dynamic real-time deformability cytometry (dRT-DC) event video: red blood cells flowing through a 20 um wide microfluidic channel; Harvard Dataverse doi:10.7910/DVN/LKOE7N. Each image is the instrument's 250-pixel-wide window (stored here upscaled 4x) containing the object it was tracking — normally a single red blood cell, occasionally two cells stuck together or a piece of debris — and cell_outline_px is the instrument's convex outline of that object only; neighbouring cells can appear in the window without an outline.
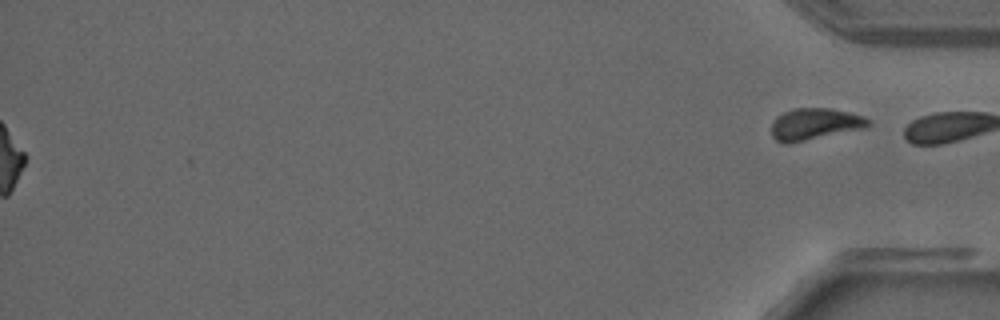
{"species": "common noctule bat (a hibernating species)", "species_latin": "Nyctalus noctula", "temperature_condition": "warm", "stored_images_in_passage": 32, "segment_of_instrument_passage": [2, 2], "camera_frame_rate_fps": 3000, "um_per_image_px": 0.085, "animal": {"sex": "male", "forearm_length_mm": 52.5}, "frame": {"image": 1, "passage_image": 32, "time_ms": 10.333, "image_size_px": [1000, 320], "cell_outline_px": [[872, 124], [868, 128], [788, 144], [784, 144], [776, 140], [772, 136], [772, 120], [776, 116], [784, 112], [796, 108], [828, 108], [848, 112], [864, 116], [872, 120]], "centroid_in_image_um": [69.3, 10.55], "position_along_channel_um": 365.9, "area_um2": 18.21}}